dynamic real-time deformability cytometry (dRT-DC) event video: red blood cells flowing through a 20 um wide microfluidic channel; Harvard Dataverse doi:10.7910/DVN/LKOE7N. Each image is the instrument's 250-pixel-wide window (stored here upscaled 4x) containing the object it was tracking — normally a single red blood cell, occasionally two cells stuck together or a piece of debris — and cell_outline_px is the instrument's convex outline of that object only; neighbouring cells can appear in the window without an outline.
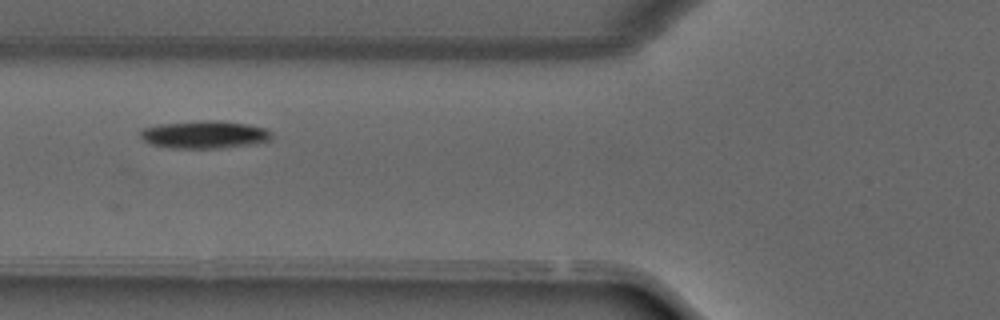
{"species": "common noctule bat (a hibernating species)", "species_latin": "Nyctalus noctula", "temperature_condition": "warm", "stored_images_in_passage": 15, "camera_frame_rate_fps": 3000, "um_per_image_px": 0.085, "animal": {"sex": "male", "forearm_length_mm": 52.5}, "frame": {"image": 1, "passage_image": 6, "time_ms": 1.667, "image_size_px": [1000, 320], "cell_outline_px": [[272, 140], [248, 144], [220, 148], [168, 148], [152, 144], [144, 140], [140, 136], [140, 132], [144, 128], [160, 124], [244, 124], [264, 128], [272, 132]], "centroid_in_image_um": [17.37, 11.51], "position_along_channel_um": 108.4, "area_um2": 19.54}}
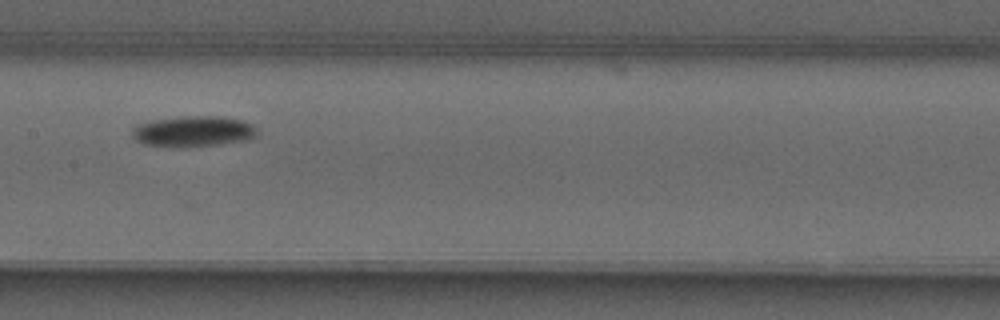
{"frame": {"image": 2, "passage_image": 11, "time_ms": 3.333, "image_size_px": [1000, 320], "cell_outline_px": [[256, 136], [244, 140], [216, 144], [184, 148], [172, 148], [144, 144], [136, 140], [132, 132], [132, 128], [140, 124], [156, 120], [180, 116], [220, 116], [240, 120], [252, 124], [256, 128]], "centroid_in_image_um": [16.4, 11.18], "position_along_channel_um": 191.0, "area_um2": 22.31}}
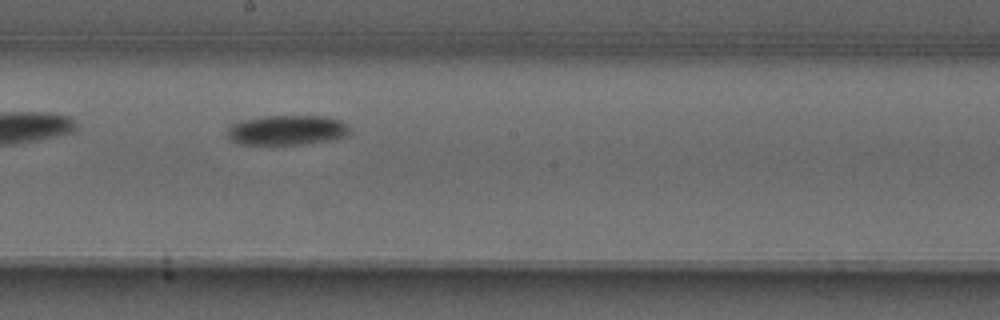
{"frame": {"image": 3, "passage_image": 13, "time_ms": 4.0, "image_size_px": [1000, 320], "cell_outline_px": [[352, 132], [348, 136], [300, 144], [240, 144], [232, 140], [228, 136], [228, 128], [232, 124], [240, 120], [264, 116], [324, 116], [340, 120], [348, 124]], "centroid_in_image_um": [24.42, 11.04], "position_along_channel_um": 223.8, "area_um2": 21.21}}